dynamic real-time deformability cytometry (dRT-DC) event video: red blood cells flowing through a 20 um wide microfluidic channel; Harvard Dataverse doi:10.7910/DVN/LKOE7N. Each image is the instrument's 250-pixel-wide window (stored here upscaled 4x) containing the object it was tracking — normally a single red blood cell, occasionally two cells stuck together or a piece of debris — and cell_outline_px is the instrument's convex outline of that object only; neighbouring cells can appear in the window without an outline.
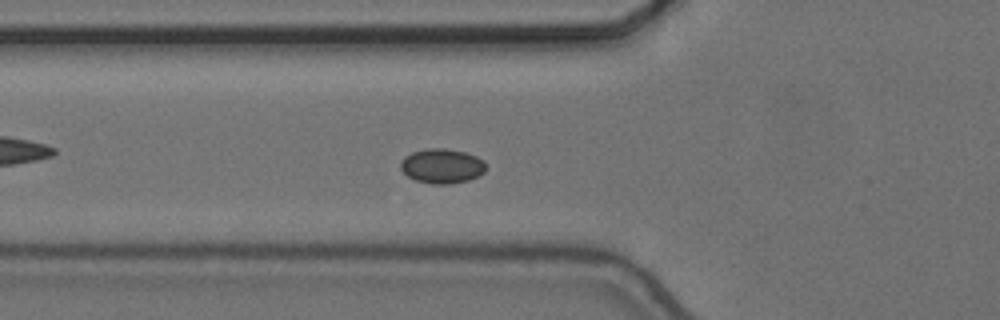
{"species": "common noctule bat (a hibernating species)", "species_latin": "Nyctalus noctula", "temperature_condition": "cold", "stored_images_in_passage": 50, "camera_frame_rate_fps": 3000, "um_per_image_px": 0.085, "animal": {"sex": "female", "body_mass_g": 24.6, "forearm_length_mm": 56.2}, "frame": {"image": 1, "passage_image": 13, "time_ms": 4.0, "image_size_px": [1000, 320], "cell_outline_px": [[484, 172], [468, 180], [448, 184], [432, 184], [416, 180], [408, 176], [400, 168], [400, 160], [404, 156], [412, 152], [428, 148], [444, 148], [464, 152], [476, 156], [484, 160]], "centroid_in_image_um": [37.53, 14.1], "position_along_channel_um": 88.3, "area_um2": 17.11}}
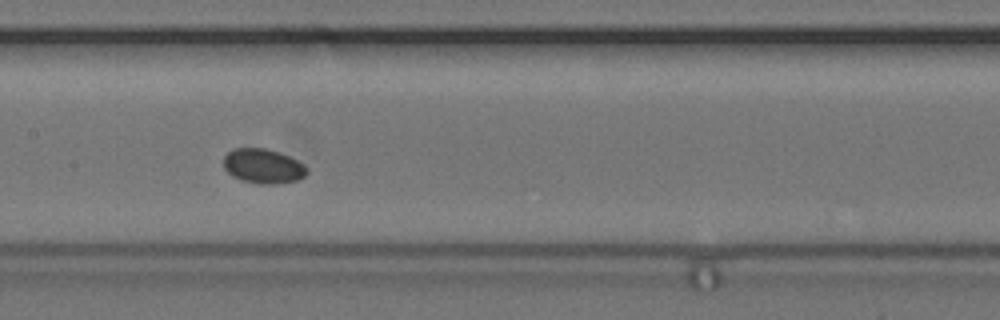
{"frame": {"image": 2, "passage_image": 21, "time_ms": 6.667, "image_size_px": [1000, 320], "cell_outline_px": [[308, 172], [304, 176], [296, 180], [276, 184], [256, 184], [232, 176], [224, 168], [224, 156], [232, 148], [264, 148], [288, 156], [304, 164], [308, 168]], "centroid_in_image_um": [22.36, 14.12], "position_along_channel_um": 185.0, "area_um2": 16.7}}
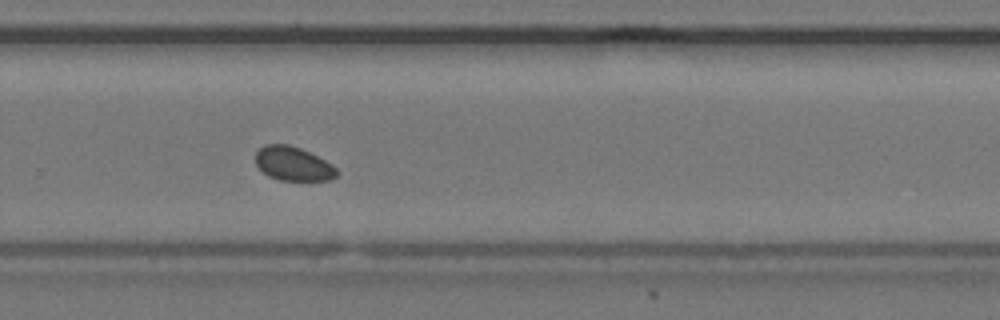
{"frame": {"image": 3, "passage_image": 31, "time_ms": 10.0, "image_size_px": [1000, 320], "cell_outline_px": [[336, 176], [332, 180], [280, 180], [268, 176], [256, 164], [256, 152], [264, 144], [288, 144], [300, 148], [332, 164], [336, 168]], "centroid_in_image_um": [24.9, 13.91], "position_along_channel_um": 304.9, "area_um2": 15.9}}